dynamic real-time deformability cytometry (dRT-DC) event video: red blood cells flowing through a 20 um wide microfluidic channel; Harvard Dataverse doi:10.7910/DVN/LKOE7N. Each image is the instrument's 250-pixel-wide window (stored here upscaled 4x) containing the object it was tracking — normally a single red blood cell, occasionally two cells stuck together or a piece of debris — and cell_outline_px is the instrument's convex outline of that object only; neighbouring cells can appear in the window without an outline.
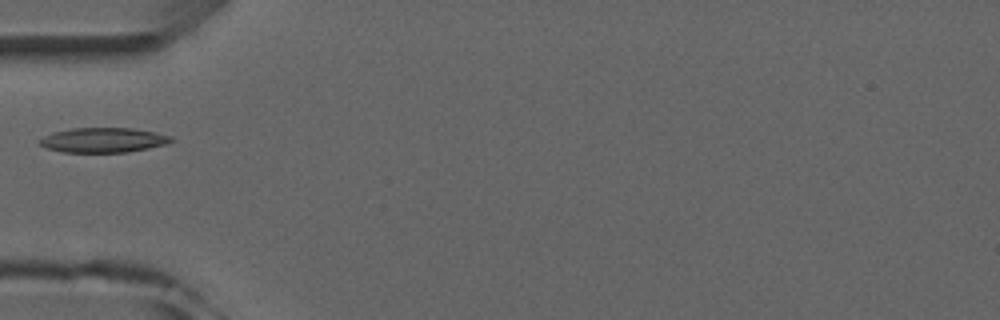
{"species": "common noctule bat (a hibernating species)", "species_latin": "Nyctalus noctula", "temperature_condition": "room temperature", "stored_images_in_passage": 5, "camera_frame_rate_fps": 3000, "um_per_image_px": 0.085, "animal": {"sex": "male", "forearm_length_mm": 52.5}, "frame": {"image": 1, "passage_image": 5, "time_ms": 4.667, "image_size_px": [1000, 320], "cell_outline_px": [[176, 140], [164, 144], [148, 148], [124, 152], [64, 152], [48, 148], [40, 144], [36, 140], [44, 136], [56, 132], [72, 128], [132, 128], [172, 136]], "centroid_in_image_um": [8.77, 11.9], "position_along_channel_um": 76.2, "area_um2": 18.73}}